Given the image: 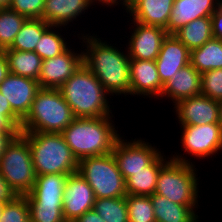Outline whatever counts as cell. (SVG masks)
Returning a JSON list of instances; mask_svg holds the SVG:
<instances>
[{"instance_id":"10","label":"cell","mask_w":222,"mask_h":222,"mask_svg":"<svg viewBox=\"0 0 222 222\" xmlns=\"http://www.w3.org/2000/svg\"><path fill=\"white\" fill-rule=\"evenodd\" d=\"M139 138L129 140L121 135L113 147L112 154L125 181L150 165L163 152L160 145L157 148L154 143L147 142L149 139Z\"/></svg>"},{"instance_id":"34","label":"cell","mask_w":222,"mask_h":222,"mask_svg":"<svg viewBox=\"0 0 222 222\" xmlns=\"http://www.w3.org/2000/svg\"><path fill=\"white\" fill-rule=\"evenodd\" d=\"M30 222H64L63 205L29 204Z\"/></svg>"},{"instance_id":"2","label":"cell","mask_w":222,"mask_h":222,"mask_svg":"<svg viewBox=\"0 0 222 222\" xmlns=\"http://www.w3.org/2000/svg\"><path fill=\"white\" fill-rule=\"evenodd\" d=\"M113 117V119H112ZM114 115L98 118H75L62 132L66 144L79 161L85 157L101 156L113 151L121 136Z\"/></svg>"},{"instance_id":"24","label":"cell","mask_w":222,"mask_h":222,"mask_svg":"<svg viewBox=\"0 0 222 222\" xmlns=\"http://www.w3.org/2000/svg\"><path fill=\"white\" fill-rule=\"evenodd\" d=\"M164 151L147 167L134 173L126 181L127 195L151 196L156 189L157 177L160 169L170 160Z\"/></svg>"},{"instance_id":"22","label":"cell","mask_w":222,"mask_h":222,"mask_svg":"<svg viewBox=\"0 0 222 222\" xmlns=\"http://www.w3.org/2000/svg\"><path fill=\"white\" fill-rule=\"evenodd\" d=\"M174 0H142L126 16L145 25L166 28Z\"/></svg>"},{"instance_id":"30","label":"cell","mask_w":222,"mask_h":222,"mask_svg":"<svg viewBox=\"0 0 222 222\" xmlns=\"http://www.w3.org/2000/svg\"><path fill=\"white\" fill-rule=\"evenodd\" d=\"M93 209L105 222H129L126 196L96 198Z\"/></svg>"},{"instance_id":"31","label":"cell","mask_w":222,"mask_h":222,"mask_svg":"<svg viewBox=\"0 0 222 222\" xmlns=\"http://www.w3.org/2000/svg\"><path fill=\"white\" fill-rule=\"evenodd\" d=\"M24 15L18 14L9 7L0 8V48H9L23 23L26 21Z\"/></svg>"},{"instance_id":"12","label":"cell","mask_w":222,"mask_h":222,"mask_svg":"<svg viewBox=\"0 0 222 222\" xmlns=\"http://www.w3.org/2000/svg\"><path fill=\"white\" fill-rule=\"evenodd\" d=\"M68 47L54 58L43 60L38 79L41 88L59 89L83 64V50Z\"/></svg>"},{"instance_id":"7","label":"cell","mask_w":222,"mask_h":222,"mask_svg":"<svg viewBox=\"0 0 222 222\" xmlns=\"http://www.w3.org/2000/svg\"><path fill=\"white\" fill-rule=\"evenodd\" d=\"M0 174L15 195L32 191L36 174L29 143L21 133L6 145L0 157Z\"/></svg>"},{"instance_id":"39","label":"cell","mask_w":222,"mask_h":222,"mask_svg":"<svg viewBox=\"0 0 222 222\" xmlns=\"http://www.w3.org/2000/svg\"><path fill=\"white\" fill-rule=\"evenodd\" d=\"M75 222H105L103 218L94 211V209L86 211Z\"/></svg>"},{"instance_id":"27","label":"cell","mask_w":222,"mask_h":222,"mask_svg":"<svg viewBox=\"0 0 222 222\" xmlns=\"http://www.w3.org/2000/svg\"><path fill=\"white\" fill-rule=\"evenodd\" d=\"M173 35L190 51L199 48L213 38L211 17H201L191 21Z\"/></svg>"},{"instance_id":"21","label":"cell","mask_w":222,"mask_h":222,"mask_svg":"<svg viewBox=\"0 0 222 222\" xmlns=\"http://www.w3.org/2000/svg\"><path fill=\"white\" fill-rule=\"evenodd\" d=\"M67 177L68 175L63 174L36 176L32 191L25 195L28 204L63 205Z\"/></svg>"},{"instance_id":"15","label":"cell","mask_w":222,"mask_h":222,"mask_svg":"<svg viewBox=\"0 0 222 222\" xmlns=\"http://www.w3.org/2000/svg\"><path fill=\"white\" fill-rule=\"evenodd\" d=\"M40 88L37 80L10 73L0 84V93L10 103L12 110L23 120L29 113Z\"/></svg>"},{"instance_id":"25","label":"cell","mask_w":222,"mask_h":222,"mask_svg":"<svg viewBox=\"0 0 222 222\" xmlns=\"http://www.w3.org/2000/svg\"><path fill=\"white\" fill-rule=\"evenodd\" d=\"M4 52L8 60L9 71L11 74L24 76L38 81L43 60L35 51L25 52L4 49Z\"/></svg>"},{"instance_id":"38","label":"cell","mask_w":222,"mask_h":222,"mask_svg":"<svg viewBox=\"0 0 222 222\" xmlns=\"http://www.w3.org/2000/svg\"><path fill=\"white\" fill-rule=\"evenodd\" d=\"M211 20L213 38L222 40V0L219 8L212 14Z\"/></svg>"},{"instance_id":"32","label":"cell","mask_w":222,"mask_h":222,"mask_svg":"<svg viewBox=\"0 0 222 222\" xmlns=\"http://www.w3.org/2000/svg\"><path fill=\"white\" fill-rule=\"evenodd\" d=\"M129 222H156L150 196L126 195Z\"/></svg>"},{"instance_id":"23","label":"cell","mask_w":222,"mask_h":222,"mask_svg":"<svg viewBox=\"0 0 222 222\" xmlns=\"http://www.w3.org/2000/svg\"><path fill=\"white\" fill-rule=\"evenodd\" d=\"M156 222H199L200 206H185L174 203L165 196H150ZM198 211V212H196Z\"/></svg>"},{"instance_id":"18","label":"cell","mask_w":222,"mask_h":222,"mask_svg":"<svg viewBox=\"0 0 222 222\" xmlns=\"http://www.w3.org/2000/svg\"><path fill=\"white\" fill-rule=\"evenodd\" d=\"M221 0H174L171 15L165 28L174 34L184 25L201 17H211L219 8Z\"/></svg>"},{"instance_id":"42","label":"cell","mask_w":222,"mask_h":222,"mask_svg":"<svg viewBox=\"0 0 222 222\" xmlns=\"http://www.w3.org/2000/svg\"><path fill=\"white\" fill-rule=\"evenodd\" d=\"M10 74L8 60L4 50L0 52V84Z\"/></svg>"},{"instance_id":"45","label":"cell","mask_w":222,"mask_h":222,"mask_svg":"<svg viewBox=\"0 0 222 222\" xmlns=\"http://www.w3.org/2000/svg\"><path fill=\"white\" fill-rule=\"evenodd\" d=\"M142 0H123V13L125 10V13L127 14Z\"/></svg>"},{"instance_id":"17","label":"cell","mask_w":222,"mask_h":222,"mask_svg":"<svg viewBox=\"0 0 222 222\" xmlns=\"http://www.w3.org/2000/svg\"><path fill=\"white\" fill-rule=\"evenodd\" d=\"M155 63L161 83L164 85L190 63V50L173 34H167Z\"/></svg>"},{"instance_id":"37","label":"cell","mask_w":222,"mask_h":222,"mask_svg":"<svg viewBox=\"0 0 222 222\" xmlns=\"http://www.w3.org/2000/svg\"><path fill=\"white\" fill-rule=\"evenodd\" d=\"M0 114L6 115L19 129L22 119L12 110L10 103L0 93Z\"/></svg>"},{"instance_id":"41","label":"cell","mask_w":222,"mask_h":222,"mask_svg":"<svg viewBox=\"0 0 222 222\" xmlns=\"http://www.w3.org/2000/svg\"><path fill=\"white\" fill-rule=\"evenodd\" d=\"M15 194L10 190L0 174V201H10Z\"/></svg>"},{"instance_id":"48","label":"cell","mask_w":222,"mask_h":222,"mask_svg":"<svg viewBox=\"0 0 222 222\" xmlns=\"http://www.w3.org/2000/svg\"><path fill=\"white\" fill-rule=\"evenodd\" d=\"M6 202H8V201H0V218L2 216V212H3V209H4V206H5Z\"/></svg>"},{"instance_id":"33","label":"cell","mask_w":222,"mask_h":222,"mask_svg":"<svg viewBox=\"0 0 222 222\" xmlns=\"http://www.w3.org/2000/svg\"><path fill=\"white\" fill-rule=\"evenodd\" d=\"M0 222H30L29 204L26 196L15 195L6 202Z\"/></svg>"},{"instance_id":"19","label":"cell","mask_w":222,"mask_h":222,"mask_svg":"<svg viewBox=\"0 0 222 222\" xmlns=\"http://www.w3.org/2000/svg\"><path fill=\"white\" fill-rule=\"evenodd\" d=\"M201 94V73L190 63L180 69L163 86L158 100L168 99L174 106L179 101ZM172 101V102H171Z\"/></svg>"},{"instance_id":"36","label":"cell","mask_w":222,"mask_h":222,"mask_svg":"<svg viewBox=\"0 0 222 222\" xmlns=\"http://www.w3.org/2000/svg\"><path fill=\"white\" fill-rule=\"evenodd\" d=\"M45 0H12L8 6L27 19H42Z\"/></svg>"},{"instance_id":"16","label":"cell","mask_w":222,"mask_h":222,"mask_svg":"<svg viewBox=\"0 0 222 222\" xmlns=\"http://www.w3.org/2000/svg\"><path fill=\"white\" fill-rule=\"evenodd\" d=\"M163 84L155 61L130 60V96H139L155 101L161 96Z\"/></svg>"},{"instance_id":"28","label":"cell","mask_w":222,"mask_h":222,"mask_svg":"<svg viewBox=\"0 0 222 222\" xmlns=\"http://www.w3.org/2000/svg\"><path fill=\"white\" fill-rule=\"evenodd\" d=\"M50 26L43 19H26L9 48L25 52L35 51L44 31Z\"/></svg>"},{"instance_id":"43","label":"cell","mask_w":222,"mask_h":222,"mask_svg":"<svg viewBox=\"0 0 222 222\" xmlns=\"http://www.w3.org/2000/svg\"><path fill=\"white\" fill-rule=\"evenodd\" d=\"M0 131H20V129L6 115L0 114Z\"/></svg>"},{"instance_id":"26","label":"cell","mask_w":222,"mask_h":222,"mask_svg":"<svg viewBox=\"0 0 222 222\" xmlns=\"http://www.w3.org/2000/svg\"><path fill=\"white\" fill-rule=\"evenodd\" d=\"M190 64L199 72L222 69V40L212 38L190 51Z\"/></svg>"},{"instance_id":"46","label":"cell","mask_w":222,"mask_h":222,"mask_svg":"<svg viewBox=\"0 0 222 222\" xmlns=\"http://www.w3.org/2000/svg\"><path fill=\"white\" fill-rule=\"evenodd\" d=\"M219 104V124L221 126V130H222V100L218 101Z\"/></svg>"},{"instance_id":"20","label":"cell","mask_w":222,"mask_h":222,"mask_svg":"<svg viewBox=\"0 0 222 222\" xmlns=\"http://www.w3.org/2000/svg\"><path fill=\"white\" fill-rule=\"evenodd\" d=\"M92 5L91 0H45L42 19L50 25L68 29L69 23L81 19Z\"/></svg>"},{"instance_id":"8","label":"cell","mask_w":222,"mask_h":222,"mask_svg":"<svg viewBox=\"0 0 222 222\" xmlns=\"http://www.w3.org/2000/svg\"><path fill=\"white\" fill-rule=\"evenodd\" d=\"M78 172L92 187L96 198H117L127 195L125 179L112 152L80 159Z\"/></svg>"},{"instance_id":"3","label":"cell","mask_w":222,"mask_h":222,"mask_svg":"<svg viewBox=\"0 0 222 222\" xmlns=\"http://www.w3.org/2000/svg\"><path fill=\"white\" fill-rule=\"evenodd\" d=\"M59 90L75 118H98L115 114L111 110L115 108L110 105L113 102L109 101L112 96L84 64Z\"/></svg>"},{"instance_id":"13","label":"cell","mask_w":222,"mask_h":222,"mask_svg":"<svg viewBox=\"0 0 222 222\" xmlns=\"http://www.w3.org/2000/svg\"><path fill=\"white\" fill-rule=\"evenodd\" d=\"M63 196L65 221L77 220L86 211L93 209L96 200L92 187L78 171L68 175Z\"/></svg>"},{"instance_id":"14","label":"cell","mask_w":222,"mask_h":222,"mask_svg":"<svg viewBox=\"0 0 222 222\" xmlns=\"http://www.w3.org/2000/svg\"><path fill=\"white\" fill-rule=\"evenodd\" d=\"M173 113L179 125L219 123L218 101L203 94L179 101L174 105Z\"/></svg>"},{"instance_id":"4","label":"cell","mask_w":222,"mask_h":222,"mask_svg":"<svg viewBox=\"0 0 222 222\" xmlns=\"http://www.w3.org/2000/svg\"><path fill=\"white\" fill-rule=\"evenodd\" d=\"M28 141L36 176L69 175L78 171L79 161L61 133L20 132Z\"/></svg>"},{"instance_id":"35","label":"cell","mask_w":222,"mask_h":222,"mask_svg":"<svg viewBox=\"0 0 222 222\" xmlns=\"http://www.w3.org/2000/svg\"><path fill=\"white\" fill-rule=\"evenodd\" d=\"M201 94L216 101L222 100V69L201 74Z\"/></svg>"},{"instance_id":"47","label":"cell","mask_w":222,"mask_h":222,"mask_svg":"<svg viewBox=\"0 0 222 222\" xmlns=\"http://www.w3.org/2000/svg\"><path fill=\"white\" fill-rule=\"evenodd\" d=\"M12 0H0V8H5L10 5Z\"/></svg>"},{"instance_id":"9","label":"cell","mask_w":222,"mask_h":222,"mask_svg":"<svg viewBox=\"0 0 222 222\" xmlns=\"http://www.w3.org/2000/svg\"><path fill=\"white\" fill-rule=\"evenodd\" d=\"M179 126L181 127V151L184 150V153L174 152L173 154L172 152L170 159L195 165L196 162L193 161L195 157L201 161L206 158L209 160V157L213 156L216 158L218 153L222 154V130L219 123ZM184 154L188 155L184 156ZM188 156L191 158L188 159Z\"/></svg>"},{"instance_id":"11","label":"cell","mask_w":222,"mask_h":222,"mask_svg":"<svg viewBox=\"0 0 222 222\" xmlns=\"http://www.w3.org/2000/svg\"><path fill=\"white\" fill-rule=\"evenodd\" d=\"M132 22L126 45L130 60H153L155 61L161 49L162 42L167 36L164 28L158 26L145 25L139 22ZM133 29V30H132Z\"/></svg>"},{"instance_id":"29","label":"cell","mask_w":222,"mask_h":222,"mask_svg":"<svg viewBox=\"0 0 222 222\" xmlns=\"http://www.w3.org/2000/svg\"><path fill=\"white\" fill-rule=\"evenodd\" d=\"M62 28L66 30V27L63 26L50 25L44 31L35 48L36 54L40 56L42 60L54 58L69 47L71 41H66L67 37L63 36L65 34H61Z\"/></svg>"},{"instance_id":"40","label":"cell","mask_w":222,"mask_h":222,"mask_svg":"<svg viewBox=\"0 0 222 222\" xmlns=\"http://www.w3.org/2000/svg\"><path fill=\"white\" fill-rule=\"evenodd\" d=\"M20 131H0V157L10 140L18 135Z\"/></svg>"},{"instance_id":"5","label":"cell","mask_w":222,"mask_h":222,"mask_svg":"<svg viewBox=\"0 0 222 222\" xmlns=\"http://www.w3.org/2000/svg\"><path fill=\"white\" fill-rule=\"evenodd\" d=\"M75 119L59 89L40 88L20 132L61 133Z\"/></svg>"},{"instance_id":"6","label":"cell","mask_w":222,"mask_h":222,"mask_svg":"<svg viewBox=\"0 0 222 222\" xmlns=\"http://www.w3.org/2000/svg\"><path fill=\"white\" fill-rule=\"evenodd\" d=\"M196 165L170 159L157 177L155 194L165 196L174 203L199 206L201 188ZM200 198V199H199ZM199 199V200H198Z\"/></svg>"},{"instance_id":"44","label":"cell","mask_w":222,"mask_h":222,"mask_svg":"<svg viewBox=\"0 0 222 222\" xmlns=\"http://www.w3.org/2000/svg\"><path fill=\"white\" fill-rule=\"evenodd\" d=\"M91 1L93 3V6H95V5L99 6V4H101V6H103V8H104V5L107 8L108 7L113 8L114 6L116 7L119 5L123 9V0H91Z\"/></svg>"},{"instance_id":"1","label":"cell","mask_w":222,"mask_h":222,"mask_svg":"<svg viewBox=\"0 0 222 222\" xmlns=\"http://www.w3.org/2000/svg\"><path fill=\"white\" fill-rule=\"evenodd\" d=\"M82 31L80 30L81 33L77 34V38L82 44L81 48L86 47L83 49V64L97 77L110 95L128 97L130 94V57L127 49L124 47L122 50V46L116 47L114 43L102 37L101 40L97 32L91 35L90 31L89 33H86L85 29Z\"/></svg>"}]
</instances>
